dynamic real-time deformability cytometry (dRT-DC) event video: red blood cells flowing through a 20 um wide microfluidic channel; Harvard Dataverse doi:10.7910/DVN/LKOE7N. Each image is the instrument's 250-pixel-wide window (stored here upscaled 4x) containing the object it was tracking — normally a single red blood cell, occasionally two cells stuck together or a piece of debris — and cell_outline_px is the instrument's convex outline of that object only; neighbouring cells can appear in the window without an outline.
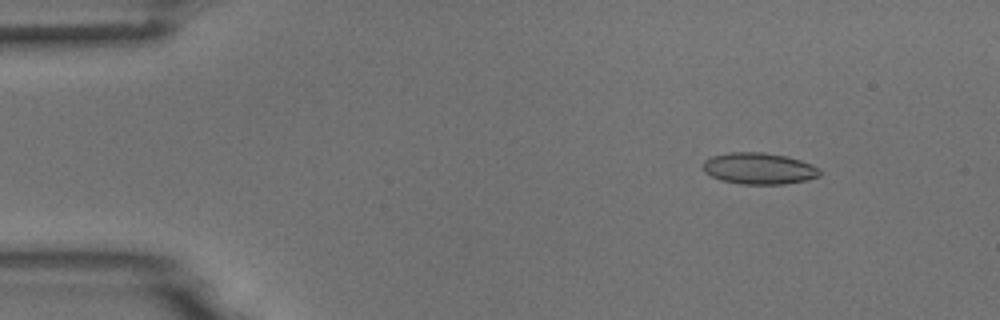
{"species": "common noctule bat (a hibernating species)", "species_latin": "Nyctalus noctula", "temperature_condition": "room temperature", "stored_images_in_passage": 7, "camera_frame_rate_fps": 3000, "um_per_image_px": 0.085, "animal": {"sex": "male", "body_mass_g": 18.8}, "frame": {"image": 1, "passage_image": 2, "time_ms": 1.0, "image_size_px": [1000, 320], "cell_outline_px": [[820, 176], [808, 180], [784, 184], [740, 184], [720, 180], [704, 172], [704, 160], [712, 156], [728, 152], [764, 152], [784, 156], [800, 160], [812, 164], [820, 168]], "centroid_in_image_um": [64.53, 14.32], "position_along_channel_um": 20.5, "area_um2": 21.5}}
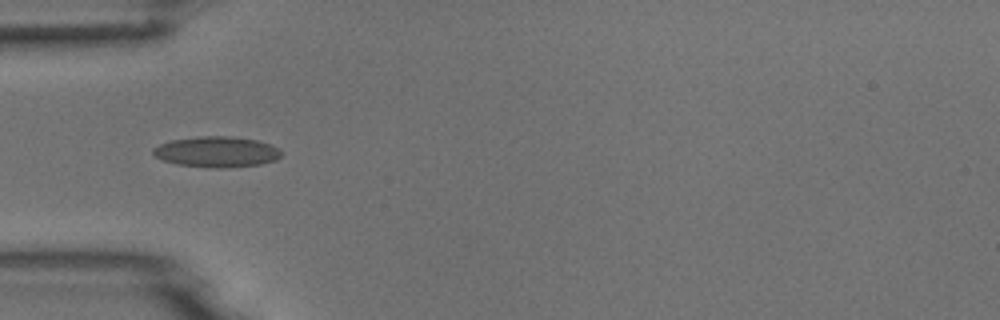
{"frame": {"image": 2, "passage_image": 5, "time_ms": 4.333, "image_size_px": [1000, 320], "cell_outline_px": [[280, 156], [276, 160], [260, 164], [228, 168], [208, 168], [176, 164], [164, 160], [156, 156], [152, 152], [152, 148], [160, 144], [172, 140], [200, 136], [232, 136], [256, 140], [272, 144], [280, 152]], "centroid_in_image_um": [18.41, 12.91], "position_along_channel_um": 66.6, "area_um2": 22.95}}
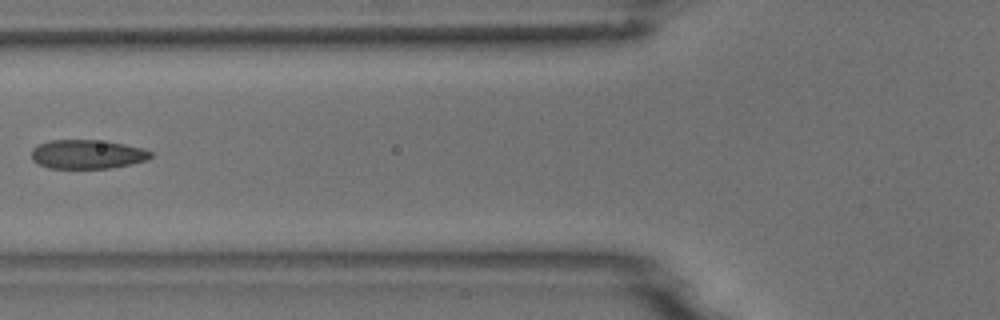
{"frame": {"image": 3, "passage_image": 6, "time_ms": 5.667, "image_size_px": [1000, 320], "cell_outline_px": [[152, 156], [148, 160], [132, 164], [112, 168], [48, 168], [36, 164], [32, 160], [32, 148], [36, 144], [48, 140], [108, 140], [144, 148], [152, 152]], "centroid_in_image_um": [7.42, 13.1], "position_along_channel_um": 118.4, "area_um2": 20.69}}